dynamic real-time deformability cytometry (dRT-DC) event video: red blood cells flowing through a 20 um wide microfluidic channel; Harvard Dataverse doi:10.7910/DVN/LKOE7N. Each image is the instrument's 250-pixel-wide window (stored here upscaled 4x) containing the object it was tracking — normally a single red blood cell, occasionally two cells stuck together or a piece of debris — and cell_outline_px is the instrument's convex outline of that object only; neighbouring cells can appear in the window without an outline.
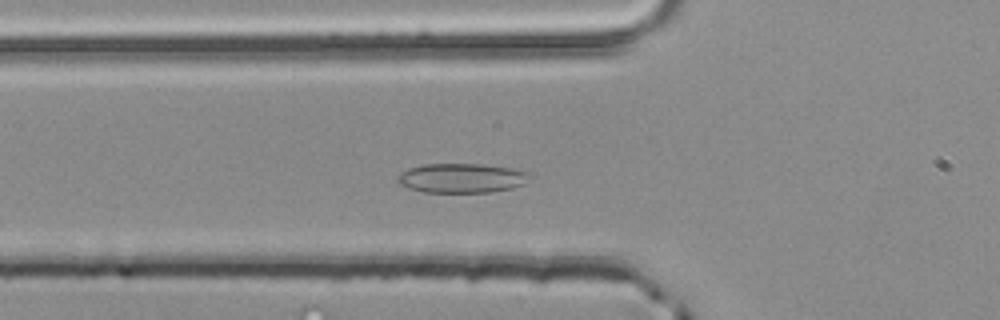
{"species": "common noctule bat (a hibernating species)", "species_latin": "Nyctalus noctula", "temperature_condition": "room temperature", "stored_images_in_passage": 42, "camera_frame_rate_fps": 3000, "um_per_image_px": 0.085, "animal": {"sex": "male", "body_mass_g": 20.4}, "frame": {"image": 1, "passage_image": 8, "time_ms": 2.333, "image_size_px": [1000, 320], "cell_outline_px": [[532, 176], [524, 184], [512, 188], [492, 192], [424, 192], [400, 184], [396, 180], [408, 168], [420, 164], [480, 164], [512, 168], [528, 172]], "centroid_in_image_um": [39.29, 15.13], "position_along_channel_um": 86.5, "area_um2": 22.54}}
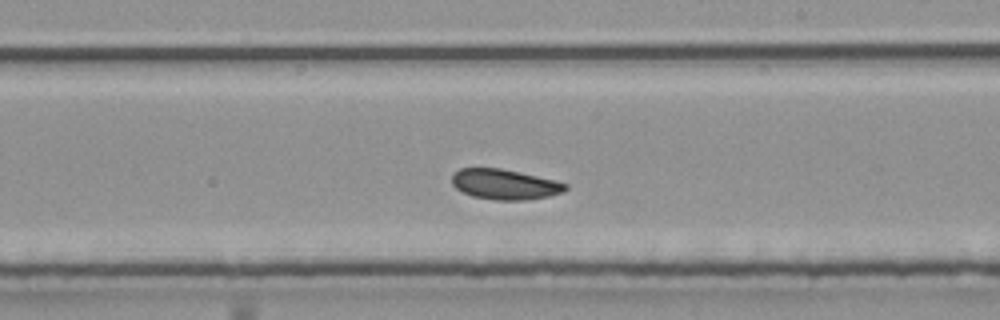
{"frame": {"image": 2, "passage_image": 20, "time_ms": 6.333, "image_size_px": [1000, 320], "cell_outline_px": [[568, 188], [564, 192], [548, 196], [528, 200], [496, 200], [472, 196], [456, 188], [452, 184], [452, 172], [460, 168], [500, 168], [556, 180], [568, 184]], "centroid_in_image_um": [42.91, 15.66], "position_along_channel_um": 246.1, "area_um2": 20.11}}
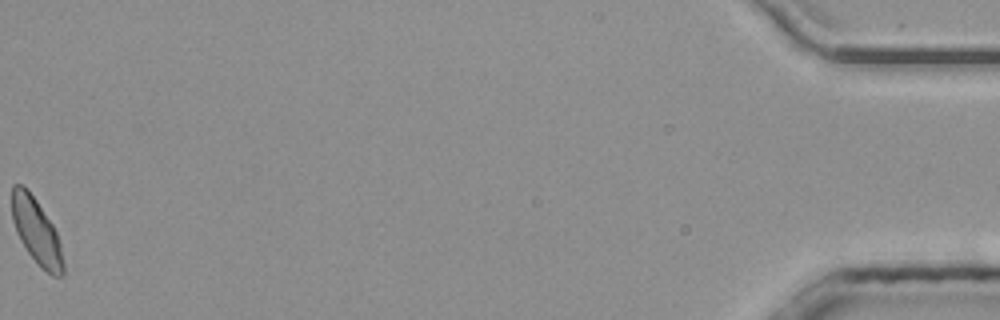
{"frame": {"image": 3, "passage_image": 42, "time_ms": 13.667, "image_size_px": [1000, 320], "cell_outline_px": [[64, 276], [52, 276], [40, 268], [36, 264], [20, 240], [16, 232], [12, 220], [12, 184], [24, 184], [28, 188], [52, 224], [56, 232], [60, 244], [64, 264]], "centroid_in_image_um": [3.09, 19.68], "position_along_channel_um": 432.1, "area_um2": 19.83}, "authors_computed_cell_mechanics": {"area_um2": 20.1433, "velocity_mm_per_s": 3.9887, "shape_relaxation_time_tau1_ms": 5.7406, "shape_relaxation_time_tau2_ms": 3.2757, "deformation_change_tau1": 0.0804, "deformation_change_tau2": 0.0861}}